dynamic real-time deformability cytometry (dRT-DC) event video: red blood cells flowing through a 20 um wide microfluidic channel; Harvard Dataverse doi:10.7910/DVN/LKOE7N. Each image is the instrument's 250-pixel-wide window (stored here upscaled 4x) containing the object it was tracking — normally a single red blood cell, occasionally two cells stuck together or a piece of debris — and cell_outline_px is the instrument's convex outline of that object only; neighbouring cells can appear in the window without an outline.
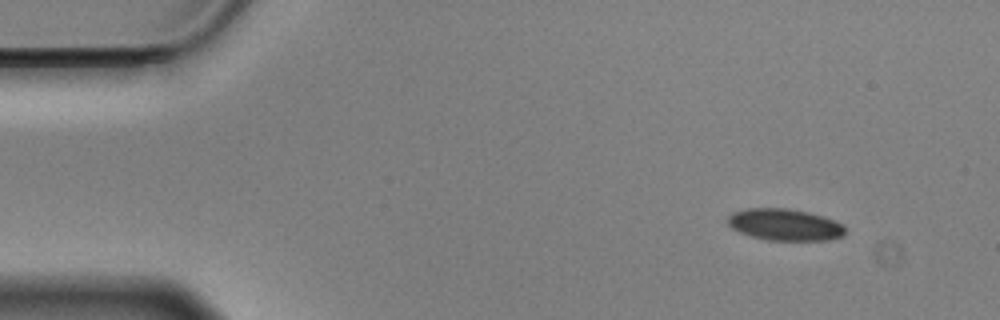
{"species": "Egyptian fruit bat (a non-hibernating species)", "species_latin": "Rousettus aegyptiacus", "temperature_condition": "cold", "stored_images_in_passage": 52, "camera_frame_rate_fps": 3000, "um_per_image_px": 0.085, "animal": {"sex": "male"}, "frame": {"image": 1, "passage_image": 1, "time_ms": 0.0, "image_size_px": [1000, 320], "cell_outline_px": [[844, 232], [840, 236], [828, 240], [768, 240], [752, 236], [740, 232], [732, 228], [728, 224], [728, 216], [732, 212], [748, 208], [784, 208], [808, 212], [832, 220], [840, 224], [844, 228]], "centroid_in_image_um": [66.64, 19.09], "position_along_channel_um": 18.4, "area_um2": 21.27}}
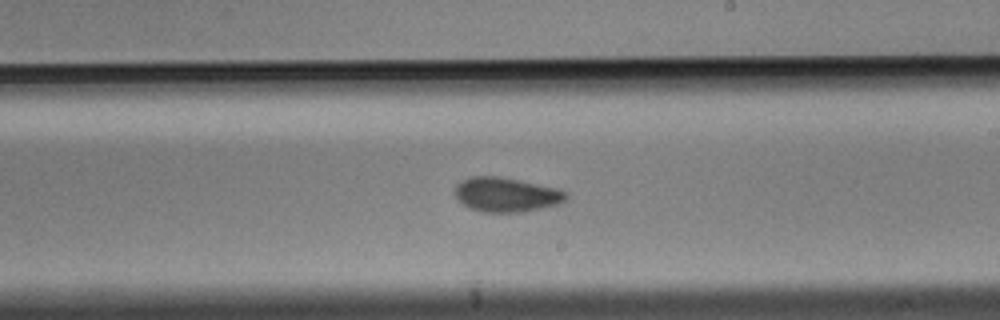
{"frame": {"image": 2, "passage_image": 28, "time_ms": 9.0, "image_size_px": [1000, 320], "cell_outline_px": [[568, 196], [560, 204], [524, 212], [484, 212], [468, 208], [456, 196], [456, 184], [460, 180], [472, 176], [496, 176], [520, 180], [556, 188], [564, 192]], "centroid_in_image_um": [43.02, 16.55], "position_along_channel_um": 246.0, "area_um2": 22.2}}
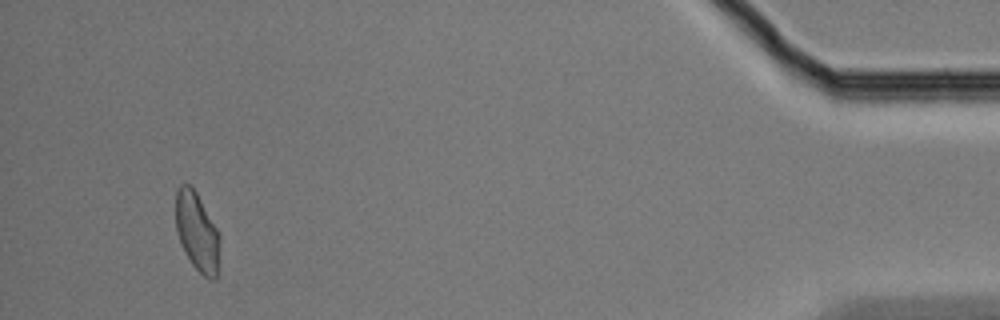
{"frame": {"image": 3, "passage_image": 49, "time_ms": 16.0, "image_size_px": [1000, 320], "cell_outline_px": [[220, 240], [216, 280], [208, 280], [192, 264], [180, 240], [176, 228], [176, 192], [180, 184], [188, 184], [196, 192], [216, 228], [220, 236]], "centroid_in_image_um": [16.76, 19.72], "position_along_channel_um": 418.4, "area_um2": 19.77}, "authors_computed_cell_mechanics": {"area_um2": 21.964, "velocity_mm_per_s": 3.5192, "shape_relaxation_time_tau1_ms": 4.1156, "shape_relaxation_time_tau2_ms": 3.2091, "deformation_change_tau1": 0.1071, "deformation_change_tau2": 0.0774}}